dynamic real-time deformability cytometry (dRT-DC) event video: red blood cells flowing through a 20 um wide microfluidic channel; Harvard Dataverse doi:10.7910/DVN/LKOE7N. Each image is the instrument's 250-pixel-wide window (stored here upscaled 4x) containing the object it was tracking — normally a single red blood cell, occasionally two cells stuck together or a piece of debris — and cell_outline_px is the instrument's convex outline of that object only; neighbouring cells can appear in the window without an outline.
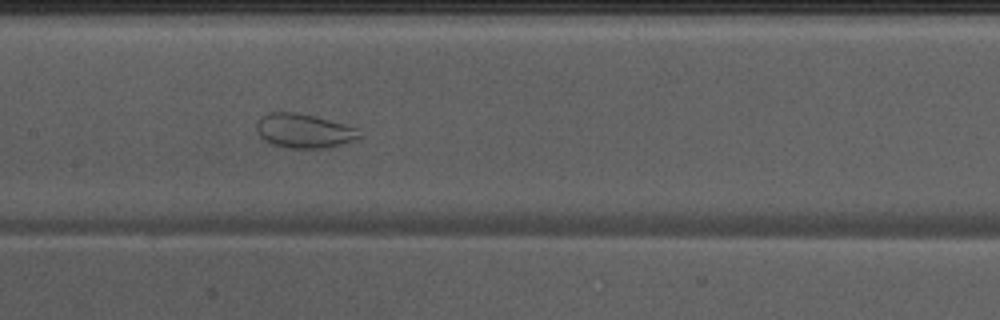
{"species": "Egyptian fruit bat (a non-hibernating species)", "species_latin": "Rousettus aegyptiacus", "temperature_condition": "warm", "stored_images_in_passage": 38, "camera_frame_rate_fps": 3000, "um_per_image_px": 0.085, "animal": {"sex": "male"}, "frame": {"image": 1, "passage_image": 11, "time_ms": 3.333, "image_size_px": [1000, 320], "cell_outline_px": [[364, 136], [360, 140], [332, 148], [284, 148], [272, 144], [264, 140], [256, 132], [256, 124], [260, 116], [272, 112], [292, 112], [312, 116], [344, 124], [356, 128]], "centroid_in_image_um": [25.88, 11.16], "position_along_channel_um": 181.5, "area_um2": 20.87}}
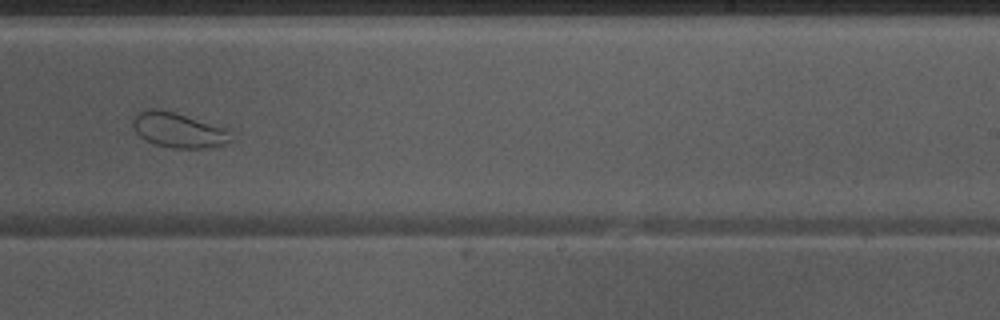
{"frame": {"image": 2, "passage_image": 18, "time_ms": 5.667, "image_size_px": [1000, 320], "cell_outline_px": [[232, 140], [228, 144], [204, 148], [172, 148], [152, 144], [144, 140], [136, 132], [132, 124], [132, 120], [140, 112], [152, 108], [160, 108], [176, 112], [228, 128]], "centroid_in_image_um": [15.19, 11.06], "position_along_channel_um": 273.8, "area_um2": 20.35}}
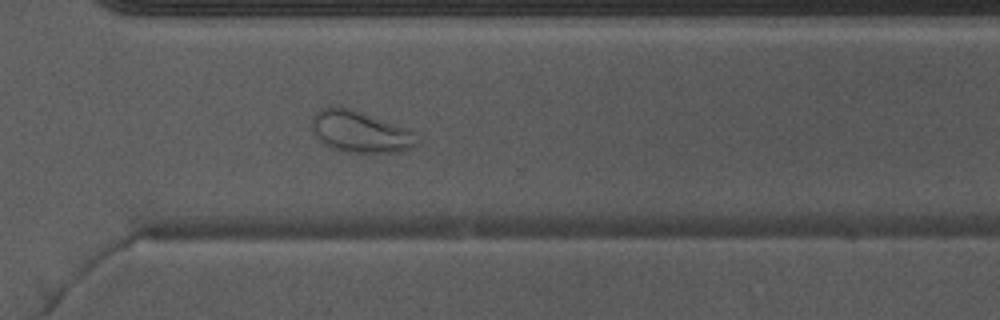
{"frame": {"image": 3, "passage_image": 23, "time_ms": 7.333, "image_size_px": [1000, 320], "cell_outline_px": [[420, 144], [412, 148], [396, 152], [348, 152], [332, 148], [324, 144], [316, 136], [312, 128], [312, 116], [320, 108], [328, 104], [340, 104], [352, 108], [404, 128], [412, 132], [420, 140]], "centroid_in_image_um": [30.56, 11.16], "position_along_channel_um": 340.0, "area_um2": 25.66}, "authors_computed_cell_mechanics": {"area_um2": 28.4954, "velocity_mm_per_s": 3.9687, "shape_relaxation_time_tau1_ms": null, "shape_relaxation_time_tau2_ms": 0.9558, "deformation_change_tau1": null, "deformation_change_tau2": 0.0494}}